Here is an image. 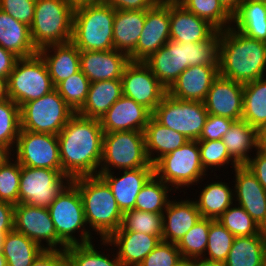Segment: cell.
<instances>
[{
    "label": "cell",
    "mask_w": 266,
    "mask_h": 266,
    "mask_svg": "<svg viewBox=\"0 0 266 266\" xmlns=\"http://www.w3.org/2000/svg\"><path fill=\"white\" fill-rule=\"evenodd\" d=\"M180 199V200H179ZM163 215L162 241L178 244L201 218L193 198L170 199Z\"/></svg>",
    "instance_id": "obj_24"
},
{
    "label": "cell",
    "mask_w": 266,
    "mask_h": 266,
    "mask_svg": "<svg viewBox=\"0 0 266 266\" xmlns=\"http://www.w3.org/2000/svg\"><path fill=\"white\" fill-rule=\"evenodd\" d=\"M156 3H179L181 0H155Z\"/></svg>",
    "instance_id": "obj_65"
},
{
    "label": "cell",
    "mask_w": 266,
    "mask_h": 266,
    "mask_svg": "<svg viewBox=\"0 0 266 266\" xmlns=\"http://www.w3.org/2000/svg\"><path fill=\"white\" fill-rule=\"evenodd\" d=\"M235 236L220 221L209 218L208 243L204 259L224 263L232 247Z\"/></svg>",
    "instance_id": "obj_43"
},
{
    "label": "cell",
    "mask_w": 266,
    "mask_h": 266,
    "mask_svg": "<svg viewBox=\"0 0 266 266\" xmlns=\"http://www.w3.org/2000/svg\"><path fill=\"white\" fill-rule=\"evenodd\" d=\"M266 42L230 26L221 31L219 75L246 84L266 76Z\"/></svg>",
    "instance_id": "obj_3"
},
{
    "label": "cell",
    "mask_w": 266,
    "mask_h": 266,
    "mask_svg": "<svg viewBox=\"0 0 266 266\" xmlns=\"http://www.w3.org/2000/svg\"><path fill=\"white\" fill-rule=\"evenodd\" d=\"M129 62L127 54L115 49L80 51V70L90 82L121 79Z\"/></svg>",
    "instance_id": "obj_22"
},
{
    "label": "cell",
    "mask_w": 266,
    "mask_h": 266,
    "mask_svg": "<svg viewBox=\"0 0 266 266\" xmlns=\"http://www.w3.org/2000/svg\"><path fill=\"white\" fill-rule=\"evenodd\" d=\"M13 222L14 230L45 250H62L67 247L57 236L48 208L18 203L14 206Z\"/></svg>",
    "instance_id": "obj_15"
},
{
    "label": "cell",
    "mask_w": 266,
    "mask_h": 266,
    "mask_svg": "<svg viewBox=\"0 0 266 266\" xmlns=\"http://www.w3.org/2000/svg\"><path fill=\"white\" fill-rule=\"evenodd\" d=\"M122 95L121 79L90 82L87 99L77 113L100 120Z\"/></svg>",
    "instance_id": "obj_31"
},
{
    "label": "cell",
    "mask_w": 266,
    "mask_h": 266,
    "mask_svg": "<svg viewBox=\"0 0 266 266\" xmlns=\"http://www.w3.org/2000/svg\"><path fill=\"white\" fill-rule=\"evenodd\" d=\"M121 81L123 95L143 105L151 113L167 93V89L143 61H130Z\"/></svg>",
    "instance_id": "obj_16"
},
{
    "label": "cell",
    "mask_w": 266,
    "mask_h": 266,
    "mask_svg": "<svg viewBox=\"0 0 266 266\" xmlns=\"http://www.w3.org/2000/svg\"><path fill=\"white\" fill-rule=\"evenodd\" d=\"M218 220L235 237L254 236L263 232L259 224L236 203L227 208Z\"/></svg>",
    "instance_id": "obj_44"
},
{
    "label": "cell",
    "mask_w": 266,
    "mask_h": 266,
    "mask_svg": "<svg viewBox=\"0 0 266 266\" xmlns=\"http://www.w3.org/2000/svg\"><path fill=\"white\" fill-rule=\"evenodd\" d=\"M8 98L7 94V80L0 78V102Z\"/></svg>",
    "instance_id": "obj_61"
},
{
    "label": "cell",
    "mask_w": 266,
    "mask_h": 266,
    "mask_svg": "<svg viewBox=\"0 0 266 266\" xmlns=\"http://www.w3.org/2000/svg\"><path fill=\"white\" fill-rule=\"evenodd\" d=\"M71 182L58 170L21 166L19 203L48 208Z\"/></svg>",
    "instance_id": "obj_13"
},
{
    "label": "cell",
    "mask_w": 266,
    "mask_h": 266,
    "mask_svg": "<svg viewBox=\"0 0 266 266\" xmlns=\"http://www.w3.org/2000/svg\"><path fill=\"white\" fill-rule=\"evenodd\" d=\"M0 46L18 58L38 53L34 46L30 27L0 9Z\"/></svg>",
    "instance_id": "obj_30"
},
{
    "label": "cell",
    "mask_w": 266,
    "mask_h": 266,
    "mask_svg": "<svg viewBox=\"0 0 266 266\" xmlns=\"http://www.w3.org/2000/svg\"><path fill=\"white\" fill-rule=\"evenodd\" d=\"M57 136L64 175L74 179L99 174L104 137L99 119L75 113Z\"/></svg>",
    "instance_id": "obj_1"
},
{
    "label": "cell",
    "mask_w": 266,
    "mask_h": 266,
    "mask_svg": "<svg viewBox=\"0 0 266 266\" xmlns=\"http://www.w3.org/2000/svg\"><path fill=\"white\" fill-rule=\"evenodd\" d=\"M99 173L109 185L122 213L135 208L137 195L145 183L154 175V167ZM118 175V176H117Z\"/></svg>",
    "instance_id": "obj_21"
},
{
    "label": "cell",
    "mask_w": 266,
    "mask_h": 266,
    "mask_svg": "<svg viewBox=\"0 0 266 266\" xmlns=\"http://www.w3.org/2000/svg\"><path fill=\"white\" fill-rule=\"evenodd\" d=\"M234 121L227 117L209 114L197 141L221 140Z\"/></svg>",
    "instance_id": "obj_51"
},
{
    "label": "cell",
    "mask_w": 266,
    "mask_h": 266,
    "mask_svg": "<svg viewBox=\"0 0 266 266\" xmlns=\"http://www.w3.org/2000/svg\"><path fill=\"white\" fill-rule=\"evenodd\" d=\"M266 233L235 237L225 266H265Z\"/></svg>",
    "instance_id": "obj_33"
},
{
    "label": "cell",
    "mask_w": 266,
    "mask_h": 266,
    "mask_svg": "<svg viewBox=\"0 0 266 266\" xmlns=\"http://www.w3.org/2000/svg\"><path fill=\"white\" fill-rule=\"evenodd\" d=\"M177 266H193V260H182Z\"/></svg>",
    "instance_id": "obj_63"
},
{
    "label": "cell",
    "mask_w": 266,
    "mask_h": 266,
    "mask_svg": "<svg viewBox=\"0 0 266 266\" xmlns=\"http://www.w3.org/2000/svg\"><path fill=\"white\" fill-rule=\"evenodd\" d=\"M36 0H0V9L30 27L34 19Z\"/></svg>",
    "instance_id": "obj_50"
},
{
    "label": "cell",
    "mask_w": 266,
    "mask_h": 266,
    "mask_svg": "<svg viewBox=\"0 0 266 266\" xmlns=\"http://www.w3.org/2000/svg\"><path fill=\"white\" fill-rule=\"evenodd\" d=\"M182 260L177 244L161 240L138 266H177Z\"/></svg>",
    "instance_id": "obj_49"
},
{
    "label": "cell",
    "mask_w": 266,
    "mask_h": 266,
    "mask_svg": "<svg viewBox=\"0 0 266 266\" xmlns=\"http://www.w3.org/2000/svg\"><path fill=\"white\" fill-rule=\"evenodd\" d=\"M218 76L219 66H190L167 89V94L180 100L203 102Z\"/></svg>",
    "instance_id": "obj_23"
},
{
    "label": "cell",
    "mask_w": 266,
    "mask_h": 266,
    "mask_svg": "<svg viewBox=\"0 0 266 266\" xmlns=\"http://www.w3.org/2000/svg\"><path fill=\"white\" fill-rule=\"evenodd\" d=\"M154 174L176 191L188 194L187 189L208 174L201 165L200 149L197 140H189L180 148L164 155L154 164ZM182 188V190H181ZM187 188V189H186ZM186 190V191H185Z\"/></svg>",
    "instance_id": "obj_8"
},
{
    "label": "cell",
    "mask_w": 266,
    "mask_h": 266,
    "mask_svg": "<svg viewBox=\"0 0 266 266\" xmlns=\"http://www.w3.org/2000/svg\"><path fill=\"white\" fill-rule=\"evenodd\" d=\"M209 218L201 217L178 242L177 247L184 260L203 258L208 243Z\"/></svg>",
    "instance_id": "obj_41"
},
{
    "label": "cell",
    "mask_w": 266,
    "mask_h": 266,
    "mask_svg": "<svg viewBox=\"0 0 266 266\" xmlns=\"http://www.w3.org/2000/svg\"><path fill=\"white\" fill-rule=\"evenodd\" d=\"M73 6L86 4V3H96V2H103V0H67Z\"/></svg>",
    "instance_id": "obj_62"
},
{
    "label": "cell",
    "mask_w": 266,
    "mask_h": 266,
    "mask_svg": "<svg viewBox=\"0 0 266 266\" xmlns=\"http://www.w3.org/2000/svg\"><path fill=\"white\" fill-rule=\"evenodd\" d=\"M179 4L187 11L209 22L219 31L232 26L233 16L219 0H181Z\"/></svg>",
    "instance_id": "obj_40"
},
{
    "label": "cell",
    "mask_w": 266,
    "mask_h": 266,
    "mask_svg": "<svg viewBox=\"0 0 266 266\" xmlns=\"http://www.w3.org/2000/svg\"><path fill=\"white\" fill-rule=\"evenodd\" d=\"M170 40V3L146 10L145 24L135 47V61H144Z\"/></svg>",
    "instance_id": "obj_17"
},
{
    "label": "cell",
    "mask_w": 266,
    "mask_h": 266,
    "mask_svg": "<svg viewBox=\"0 0 266 266\" xmlns=\"http://www.w3.org/2000/svg\"><path fill=\"white\" fill-rule=\"evenodd\" d=\"M232 170L234 203L242 206L262 228L266 224V191L245 165ZM234 170V171H233ZM234 172V173H233Z\"/></svg>",
    "instance_id": "obj_18"
},
{
    "label": "cell",
    "mask_w": 266,
    "mask_h": 266,
    "mask_svg": "<svg viewBox=\"0 0 266 266\" xmlns=\"http://www.w3.org/2000/svg\"><path fill=\"white\" fill-rule=\"evenodd\" d=\"M21 130L20 107L10 98L0 102V143L14 150Z\"/></svg>",
    "instance_id": "obj_46"
},
{
    "label": "cell",
    "mask_w": 266,
    "mask_h": 266,
    "mask_svg": "<svg viewBox=\"0 0 266 266\" xmlns=\"http://www.w3.org/2000/svg\"><path fill=\"white\" fill-rule=\"evenodd\" d=\"M220 175L222 174H219V176H217V173L212 174V179L216 180H212L211 182L207 179L208 176H206L197 184L198 186L201 183L198 186V190L200 189L201 191L197 197L195 195L193 200L203 218L217 220L234 203V188L233 186H231L232 188L230 187V181L227 183L223 179L221 181L217 180L220 179ZM205 179L208 180L206 184L204 182Z\"/></svg>",
    "instance_id": "obj_27"
},
{
    "label": "cell",
    "mask_w": 266,
    "mask_h": 266,
    "mask_svg": "<svg viewBox=\"0 0 266 266\" xmlns=\"http://www.w3.org/2000/svg\"><path fill=\"white\" fill-rule=\"evenodd\" d=\"M115 10H148L155 4V0H103Z\"/></svg>",
    "instance_id": "obj_54"
},
{
    "label": "cell",
    "mask_w": 266,
    "mask_h": 266,
    "mask_svg": "<svg viewBox=\"0 0 266 266\" xmlns=\"http://www.w3.org/2000/svg\"><path fill=\"white\" fill-rule=\"evenodd\" d=\"M116 231L140 232L162 238L163 215L137 209L129 210L123 213L122 224Z\"/></svg>",
    "instance_id": "obj_42"
},
{
    "label": "cell",
    "mask_w": 266,
    "mask_h": 266,
    "mask_svg": "<svg viewBox=\"0 0 266 266\" xmlns=\"http://www.w3.org/2000/svg\"><path fill=\"white\" fill-rule=\"evenodd\" d=\"M146 10H116L113 21L114 49L135 61V47L145 24Z\"/></svg>",
    "instance_id": "obj_28"
},
{
    "label": "cell",
    "mask_w": 266,
    "mask_h": 266,
    "mask_svg": "<svg viewBox=\"0 0 266 266\" xmlns=\"http://www.w3.org/2000/svg\"><path fill=\"white\" fill-rule=\"evenodd\" d=\"M154 167L146 153L144 132L115 131L104 133L99 173Z\"/></svg>",
    "instance_id": "obj_9"
},
{
    "label": "cell",
    "mask_w": 266,
    "mask_h": 266,
    "mask_svg": "<svg viewBox=\"0 0 266 266\" xmlns=\"http://www.w3.org/2000/svg\"><path fill=\"white\" fill-rule=\"evenodd\" d=\"M43 250L38 243L14 229L5 235L1 247L8 266H30Z\"/></svg>",
    "instance_id": "obj_37"
},
{
    "label": "cell",
    "mask_w": 266,
    "mask_h": 266,
    "mask_svg": "<svg viewBox=\"0 0 266 266\" xmlns=\"http://www.w3.org/2000/svg\"><path fill=\"white\" fill-rule=\"evenodd\" d=\"M38 53L47 65L54 87L80 71V50L71 41L48 45Z\"/></svg>",
    "instance_id": "obj_29"
},
{
    "label": "cell",
    "mask_w": 266,
    "mask_h": 266,
    "mask_svg": "<svg viewBox=\"0 0 266 266\" xmlns=\"http://www.w3.org/2000/svg\"><path fill=\"white\" fill-rule=\"evenodd\" d=\"M14 204L0 201V232H10L14 229Z\"/></svg>",
    "instance_id": "obj_55"
},
{
    "label": "cell",
    "mask_w": 266,
    "mask_h": 266,
    "mask_svg": "<svg viewBox=\"0 0 266 266\" xmlns=\"http://www.w3.org/2000/svg\"><path fill=\"white\" fill-rule=\"evenodd\" d=\"M152 113L135 100L122 95L100 119L104 133L115 131L144 132Z\"/></svg>",
    "instance_id": "obj_20"
},
{
    "label": "cell",
    "mask_w": 266,
    "mask_h": 266,
    "mask_svg": "<svg viewBox=\"0 0 266 266\" xmlns=\"http://www.w3.org/2000/svg\"><path fill=\"white\" fill-rule=\"evenodd\" d=\"M30 266H67L65 249L43 250Z\"/></svg>",
    "instance_id": "obj_52"
},
{
    "label": "cell",
    "mask_w": 266,
    "mask_h": 266,
    "mask_svg": "<svg viewBox=\"0 0 266 266\" xmlns=\"http://www.w3.org/2000/svg\"><path fill=\"white\" fill-rule=\"evenodd\" d=\"M257 151L266 155V124L256 129Z\"/></svg>",
    "instance_id": "obj_57"
},
{
    "label": "cell",
    "mask_w": 266,
    "mask_h": 266,
    "mask_svg": "<svg viewBox=\"0 0 266 266\" xmlns=\"http://www.w3.org/2000/svg\"><path fill=\"white\" fill-rule=\"evenodd\" d=\"M245 166L251 171L266 191V155L255 151Z\"/></svg>",
    "instance_id": "obj_53"
},
{
    "label": "cell",
    "mask_w": 266,
    "mask_h": 266,
    "mask_svg": "<svg viewBox=\"0 0 266 266\" xmlns=\"http://www.w3.org/2000/svg\"><path fill=\"white\" fill-rule=\"evenodd\" d=\"M220 35L221 31L217 30L209 39L195 43L169 40L143 62L168 89L190 66H219Z\"/></svg>",
    "instance_id": "obj_2"
},
{
    "label": "cell",
    "mask_w": 266,
    "mask_h": 266,
    "mask_svg": "<svg viewBox=\"0 0 266 266\" xmlns=\"http://www.w3.org/2000/svg\"><path fill=\"white\" fill-rule=\"evenodd\" d=\"M198 146L200 149L201 165L208 174H216L215 171H220L226 168L228 169L230 165L233 169L239 166L230 157L222 140L198 141ZM221 167L223 169H221Z\"/></svg>",
    "instance_id": "obj_45"
},
{
    "label": "cell",
    "mask_w": 266,
    "mask_h": 266,
    "mask_svg": "<svg viewBox=\"0 0 266 266\" xmlns=\"http://www.w3.org/2000/svg\"><path fill=\"white\" fill-rule=\"evenodd\" d=\"M232 27L249 38L266 42V2L243 1L233 15Z\"/></svg>",
    "instance_id": "obj_36"
},
{
    "label": "cell",
    "mask_w": 266,
    "mask_h": 266,
    "mask_svg": "<svg viewBox=\"0 0 266 266\" xmlns=\"http://www.w3.org/2000/svg\"><path fill=\"white\" fill-rule=\"evenodd\" d=\"M244 1H265L266 2V0H244Z\"/></svg>",
    "instance_id": "obj_68"
},
{
    "label": "cell",
    "mask_w": 266,
    "mask_h": 266,
    "mask_svg": "<svg viewBox=\"0 0 266 266\" xmlns=\"http://www.w3.org/2000/svg\"><path fill=\"white\" fill-rule=\"evenodd\" d=\"M242 120L255 129L266 124V76L244 84Z\"/></svg>",
    "instance_id": "obj_38"
},
{
    "label": "cell",
    "mask_w": 266,
    "mask_h": 266,
    "mask_svg": "<svg viewBox=\"0 0 266 266\" xmlns=\"http://www.w3.org/2000/svg\"><path fill=\"white\" fill-rule=\"evenodd\" d=\"M72 183L81 194L90 232L97 233L100 240H107L120 228L123 218L111 188L100 175L77 177Z\"/></svg>",
    "instance_id": "obj_4"
},
{
    "label": "cell",
    "mask_w": 266,
    "mask_h": 266,
    "mask_svg": "<svg viewBox=\"0 0 266 266\" xmlns=\"http://www.w3.org/2000/svg\"><path fill=\"white\" fill-rule=\"evenodd\" d=\"M115 9L104 3L75 6L71 42L80 51H107L113 46Z\"/></svg>",
    "instance_id": "obj_5"
},
{
    "label": "cell",
    "mask_w": 266,
    "mask_h": 266,
    "mask_svg": "<svg viewBox=\"0 0 266 266\" xmlns=\"http://www.w3.org/2000/svg\"><path fill=\"white\" fill-rule=\"evenodd\" d=\"M7 233L8 232H0V251H1V247H2V243H3L4 237H5V235Z\"/></svg>",
    "instance_id": "obj_66"
},
{
    "label": "cell",
    "mask_w": 266,
    "mask_h": 266,
    "mask_svg": "<svg viewBox=\"0 0 266 266\" xmlns=\"http://www.w3.org/2000/svg\"><path fill=\"white\" fill-rule=\"evenodd\" d=\"M144 136L146 153L152 165L189 141L183 134L161 125L152 116L145 127Z\"/></svg>",
    "instance_id": "obj_32"
},
{
    "label": "cell",
    "mask_w": 266,
    "mask_h": 266,
    "mask_svg": "<svg viewBox=\"0 0 266 266\" xmlns=\"http://www.w3.org/2000/svg\"><path fill=\"white\" fill-rule=\"evenodd\" d=\"M244 84L218 76L212 83L204 106L208 114L241 120Z\"/></svg>",
    "instance_id": "obj_19"
},
{
    "label": "cell",
    "mask_w": 266,
    "mask_h": 266,
    "mask_svg": "<svg viewBox=\"0 0 266 266\" xmlns=\"http://www.w3.org/2000/svg\"><path fill=\"white\" fill-rule=\"evenodd\" d=\"M89 86V79L80 70L60 82L55 89L75 113H77L87 99Z\"/></svg>",
    "instance_id": "obj_47"
},
{
    "label": "cell",
    "mask_w": 266,
    "mask_h": 266,
    "mask_svg": "<svg viewBox=\"0 0 266 266\" xmlns=\"http://www.w3.org/2000/svg\"><path fill=\"white\" fill-rule=\"evenodd\" d=\"M262 231L266 233V224L262 227Z\"/></svg>",
    "instance_id": "obj_67"
},
{
    "label": "cell",
    "mask_w": 266,
    "mask_h": 266,
    "mask_svg": "<svg viewBox=\"0 0 266 266\" xmlns=\"http://www.w3.org/2000/svg\"><path fill=\"white\" fill-rule=\"evenodd\" d=\"M216 31L213 25L187 11L179 3H170V40L180 43L202 42Z\"/></svg>",
    "instance_id": "obj_25"
},
{
    "label": "cell",
    "mask_w": 266,
    "mask_h": 266,
    "mask_svg": "<svg viewBox=\"0 0 266 266\" xmlns=\"http://www.w3.org/2000/svg\"><path fill=\"white\" fill-rule=\"evenodd\" d=\"M208 115L202 101L180 100L167 93L152 112L158 123L183 134L188 140L199 139Z\"/></svg>",
    "instance_id": "obj_12"
},
{
    "label": "cell",
    "mask_w": 266,
    "mask_h": 266,
    "mask_svg": "<svg viewBox=\"0 0 266 266\" xmlns=\"http://www.w3.org/2000/svg\"><path fill=\"white\" fill-rule=\"evenodd\" d=\"M48 210L57 236L66 246L98 242L86 224L82 197L72 182L57 196Z\"/></svg>",
    "instance_id": "obj_7"
},
{
    "label": "cell",
    "mask_w": 266,
    "mask_h": 266,
    "mask_svg": "<svg viewBox=\"0 0 266 266\" xmlns=\"http://www.w3.org/2000/svg\"><path fill=\"white\" fill-rule=\"evenodd\" d=\"M0 266H8L6 258L3 256V253L0 251Z\"/></svg>",
    "instance_id": "obj_64"
},
{
    "label": "cell",
    "mask_w": 266,
    "mask_h": 266,
    "mask_svg": "<svg viewBox=\"0 0 266 266\" xmlns=\"http://www.w3.org/2000/svg\"><path fill=\"white\" fill-rule=\"evenodd\" d=\"M12 153L7 145L0 143V167L13 157Z\"/></svg>",
    "instance_id": "obj_59"
},
{
    "label": "cell",
    "mask_w": 266,
    "mask_h": 266,
    "mask_svg": "<svg viewBox=\"0 0 266 266\" xmlns=\"http://www.w3.org/2000/svg\"><path fill=\"white\" fill-rule=\"evenodd\" d=\"M21 165L14 158L0 167V201L19 203Z\"/></svg>",
    "instance_id": "obj_48"
},
{
    "label": "cell",
    "mask_w": 266,
    "mask_h": 266,
    "mask_svg": "<svg viewBox=\"0 0 266 266\" xmlns=\"http://www.w3.org/2000/svg\"><path fill=\"white\" fill-rule=\"evenodd\" d=\"M13 156L21 166L53 169L62 173L56 134L35 133L21 129Z\"/></svg>",
    "instance_id": "obj_14"
},
{
    "label": "cell",
    "mask_w": 266,
    "mask_h": 266,
    "mask_svg": "<svg viewBox=\"0 0 266 266\" xmlns=\"http://www.w3.org/2000/svg\"><path fill=\"white\" fill-rule=\"evenodd\" d=\"M74 10L67 0H36L30 35L37 50L71 41Z\"/></svg>",
    "instance_id": "obj_6"
},
{
    "label": "cell",
    "mask_w": 266,
    "mask_h": 266,
    "mask_svg": "<svg viewBox=\"0 0 266 266\" xmlns=\"http://www.w3.org/2000/svg\"><path fill=\"white\" fill-rule=\"evenodd\" d=\"M244 0H219L221 5L233 16Z\"/></svg>",
    "instance_id": "obj_58"
},
{
    "label": "cell",
    "mask_w": 266,
    "mask_h": 266,
    "mask_svg": "<svg viewBox=\"0 0 266 266\" xmlns=\"http://www.w3.org/2000/svg\"><path fill=\"white\" fill-rule=\"evenodd\" d=\"M230 157L239 165H245L257 151L256 129L245 120H236L221 139Z\"/></svg>",
    "instance_id": "obj_35"
},
{
    "label": "cell",
    "mask_w": 266,
    "mask_h": 266,
    "mask_svg": "<svg viewBox=\"0 0 266 266\" xmlns=\"http://www.w3.org/2000/svg\"><path fill=\"white\" fill-rule=\"evenodd\" d=\"M161 240L159 235L132 231H115L107 239L115 247L122 266H138Z\"/></svg>",
    "instance_id": "obj_26"
},
{
    "label": "cell",
    "mask_w": 266,
    "mask_h": 266,
    "mask_svg": "<svg viewBox=\"0 0 266 266\" xmlns=\"http://www.w3.org/2000/svg\"><path fill=\"white\" fill-rule=\"evenodd\" d=\"M193 266H225L224 263L206 260L204 258L193 260Z\"/></svg>",
    "instance_id": "obj_60"
},
{
    "label": "cell",
    "mask_w": 266,
    "mask_h": 266,
    "mask_svg": "<svg viewBox=\"0 0 266 266\" xmlns=\"http://www.w3.org/2000/svg\"><path fill=\"white\" fill-rule=\"evenodd\" d=\"M172 192L173 194L175 193L169 185L154 174L137 195L134 209L152 213H163L169 200L175 196Z\"/></svg>",
    "instance_id": "obj_39"
},
{
    "label": "cell",
    "mask_w": 266,
    "mask_h": 266,
    "mask_svg": "<svg viewBox=\"0 0 266 266\" xmlns=\"http://www.w3.org/2000/svg\"><path fill=\"white\" fill-rule=\"evenodd\" d=\"M97 245L99 247L102 246L99 248ZM103 246L105 248L107 247V249L105 250L104 248L103 250ZM108 246L109 248L112 247L110 248L111 250ZM98 249L103 251H99ZM104 251H106V254ZM65 253L67 266H122L114 247L107 240H100L98 244L92 242L88 244L70 245L66 247Z\"/></svg>",
    "instance_id": "obj_34"
},
{
    "label": "cell",
    "mask_w": 266,
    "mask_h": 266,
    "mask_svg": "<svg viewBox=\"0 0 266 266\" xmlns=\"http://www.w3.org/2000/svg\"><path fill=\"white\" fill-rule=\"evenodd\" d=\"M18 57L12 52L5 50L0 46V78L7 80L9 74L13 71Z\"/></svg>",
    "instance_id": "obj_56"
},
{
    "label": "cell",
    "mask_w": 266,
    "mask_h": 266,
    "mask_svg": "<svg viewBox=\"0 0 266 266\" xmlns=\"http://www.w3.org/2000/svg\"><path fill=\"white\" fill-rule=\"evenodd\" d=\"M54 89L47 65L39 53L18 58L7 79L8 98L19 107Z\"/></svg>",
    "instance_id": "obj_10"
},
{
    "label": "cell",
    "mask_w": 266,
    "mask_h": 266,
    "mask_svg": "<svg viewBox=\"0 0 266 266\" xmlns=\"http://www.w3.org/2000/svg\"><path fill=\"white\" fill-rule=\"evenodd\" d=\"M74 114L75 111L54 89L20 107L21 129L58 135Z\"/></svg>",
    "instance_id": "obj_11"
}]
</instances>
